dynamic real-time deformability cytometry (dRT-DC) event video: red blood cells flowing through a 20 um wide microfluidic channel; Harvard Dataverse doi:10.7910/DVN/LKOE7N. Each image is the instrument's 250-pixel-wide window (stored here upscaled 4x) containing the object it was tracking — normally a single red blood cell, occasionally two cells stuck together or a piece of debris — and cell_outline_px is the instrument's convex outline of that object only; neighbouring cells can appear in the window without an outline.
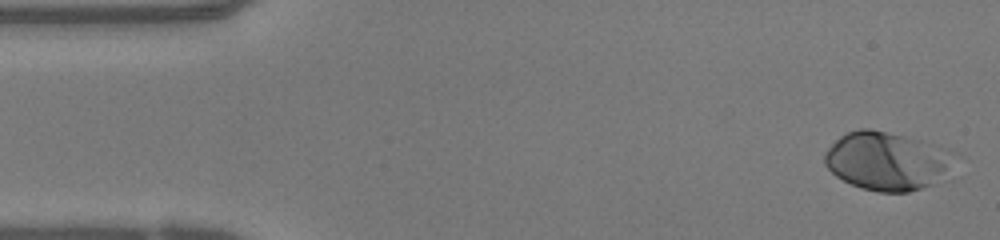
{"species": "human", "species_latin": "Homo sapiens", "temperature_condition": "warm", "stored_images_in_passage": 47, "camera_frame_rate_fps": 3000, "um_per_image_px": 0.085, "donor": {"sex": "female"}, "frame": {"image": 1, "passage_image": 1, "time_ms": 0.0, "image_size_px": [1000, 240], "cell_outline_px": [[944, 176], [940, 180], [932, 184], [908, 192], [880, 192], [860, 188], [836, 176], [824, 164], [824, 152], [840, 136], [848, 132], [860, 128], [868, 128], [904, 136], [920, 140], [944, 164]], "centroid_in_image_um": [75.06, 13.72], "position_along_channel_um": 9.9, "area_um2": 41.15}}
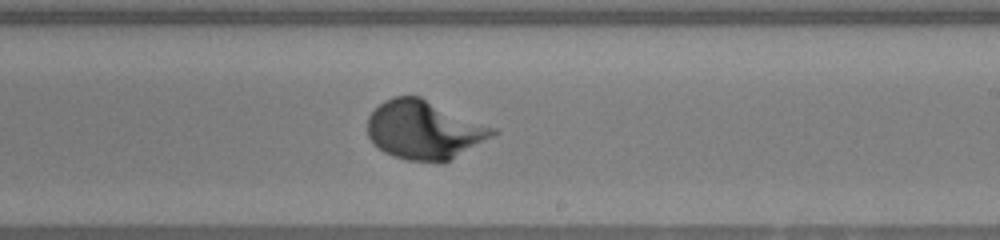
{"frame": {"image": 2, "passage_image": 27, "time_ms": 8.667, "image_size_px": [1000, 240], "cell_outline_px": [[500, 132], [444, 164], [408, 160], [392, 156], [384, 152], [368, 136], [368, 116], [384, 100], [392, 96], [420, 96], [496, 128]], "centroid_in_image_um": [36.08, 11.06], "position_along_channel_um": 252.9, "area_um2": 43.0}}
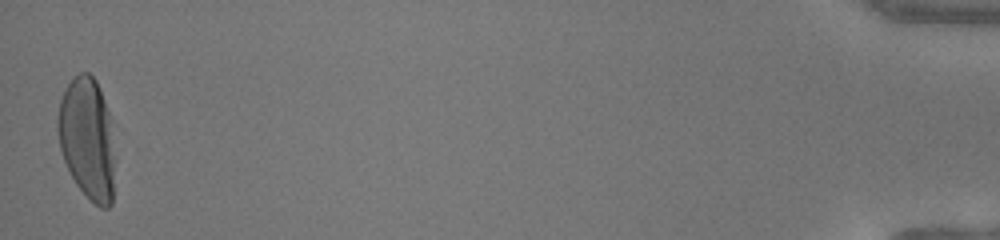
{"frame": {"image": 3, "passage_image": 47, "time_ms": 15.333, "image_size_px": [1000, 240], "cell_outline_px": [[112, 204], [108, 208], [100, 208], [76, 184], [64, 160], [60, 148], [56, 128], [56, 120], [60, 100], [68, 84], [80, 72], [88, 72], [96, 80], [100, 88], [112, 120]], "centroid_in_image_um": [7.39, 11.72], "position_along_channel_um": 427.8, "area_um2": 40.06}}